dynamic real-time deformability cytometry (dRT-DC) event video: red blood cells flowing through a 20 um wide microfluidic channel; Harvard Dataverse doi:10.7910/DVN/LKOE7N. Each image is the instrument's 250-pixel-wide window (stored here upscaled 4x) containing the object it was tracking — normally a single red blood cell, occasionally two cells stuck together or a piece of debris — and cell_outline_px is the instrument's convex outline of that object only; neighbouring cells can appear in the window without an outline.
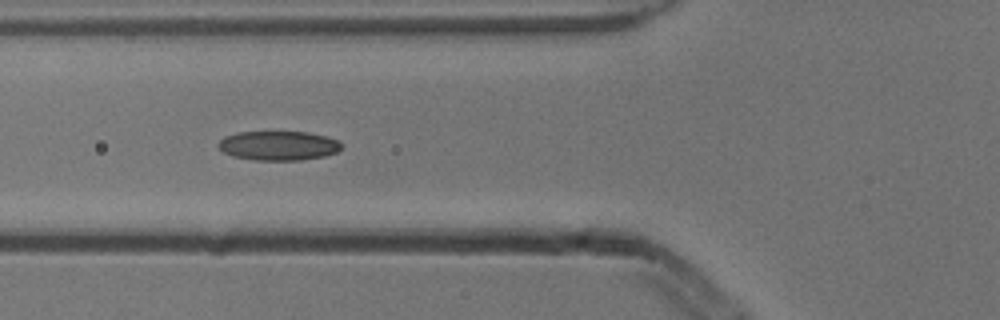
{"species": "common noctule bat (a hibernating species)", "species_latin": "Nyctalus noctula", "temperature_condition": "cold", "stored_images_in_passage": 7, "camera_frame_rate_fps": 3000, "um_per_image_px": 0.085, "animal": {"sex": "male", "body_mass_g": 13.3}, "frame": {"image": 1, "passage_image": 2, "time_ms": 0.333, "image_size_px": [1000, 320], "cell_outline_px": [[340, 148], [336, 152], [324, 156], [300, 160], [252, 160], [232, 156], [224, 152], [216, 144], [224, 136], [236, 132], [308, 132], [328, 136], [340, 140]], "centroid_in_image_um": [23.65, 12.37], "position_along_channel_um": 102.1, "area_um2": 21.15}}
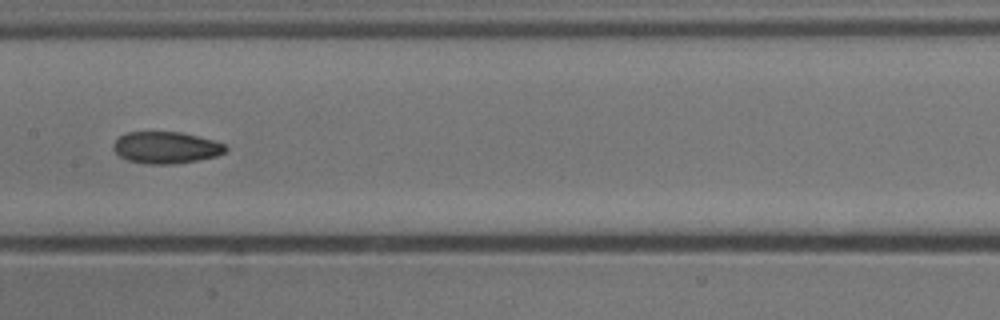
{"frame": {"image": 2, "passage_image": 4, "time_ms": 1.0, "image_size_px": [1000, 320], "cell_outline_px": [[228, 148], [224, 152], [216, 156], [196, 160], [172, 164], [144, 164], [128, 160], [120, 156], [112, 148], [112, 144], [120, 136], [128, 132], [180, 132], [212, 140], [224, 144]], "centroid_in_image_um": [14.08, 12.55], "position_along_channel_um": 193.3, "area_um2": 20.58}}
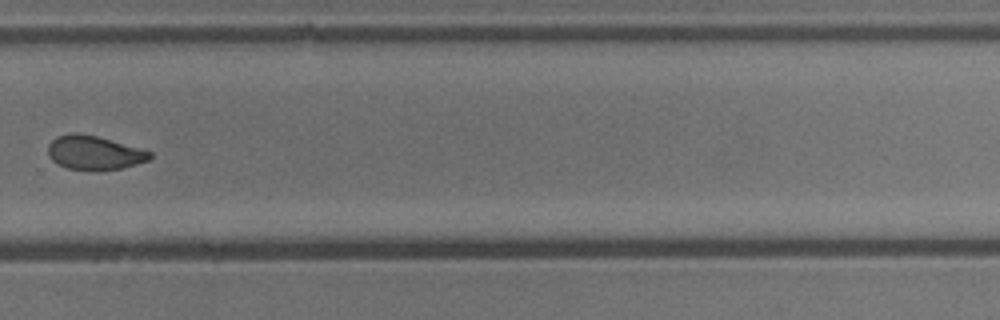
{"frame": {"image": 3, "passage_image": 7, "time_ms": 2.0, "image_size_px": [1000, 320], "cell_outline_px": [[152, 156], [148, 160], [136, 164], [120, 168], [68, 168], [56, 164], [52, 160], [48, 152], [48, 144], [56, 136], [76, 132], [96, 136], [152, 152]], "centroid_in_image_um": [7.97, 12.95], "position_along_channel_um": 321.8, "area_um2": 19.42}}